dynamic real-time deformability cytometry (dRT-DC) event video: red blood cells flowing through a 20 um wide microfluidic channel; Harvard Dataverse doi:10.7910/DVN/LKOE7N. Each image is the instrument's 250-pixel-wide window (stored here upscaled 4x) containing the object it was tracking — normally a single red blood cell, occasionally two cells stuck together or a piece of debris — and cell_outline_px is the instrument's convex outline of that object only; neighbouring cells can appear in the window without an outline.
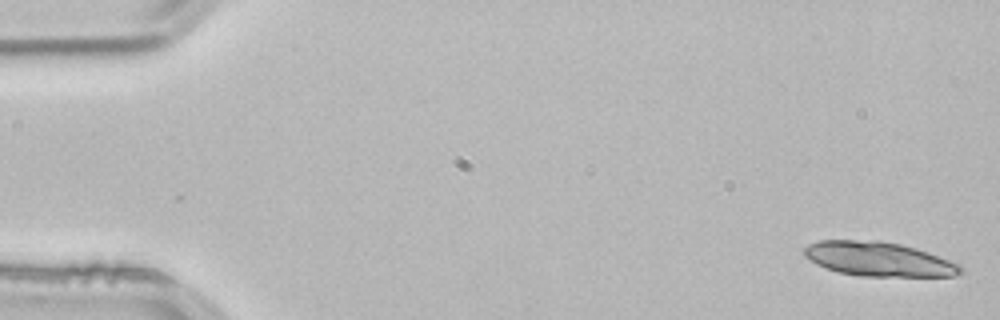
{"species": "common noctule bat (a hibernating species)", "species_latin": "Nyctalus noctula", "temperature_condition": "room temperature", "stored_images_in_passage": 25, "camera_frame_rate_fps": 3000, "um_per_image_px": 0.085, "animal": {"sex": "male", "body_mass_g": 21.5, "forearm_length_mm": 52.0}, "frame": {"image": 1, "passage_image": 1, "time_ms": 0.0, "image_size_px": [1000, 320], "cell_outline_px": [[964, 272], [952, 276], [860, 276], [840, 272], [816, 264], [804, 256], [804, 248], [808, 244], [820, 240], [880, 240], [900, 244], [916, 248], [928, 252], [960, 264], [964, 268]], "centroid_in_image_um": [74.7, 22.02], "position_along_channel_um": 10.3, "area_um2": 31.27}}